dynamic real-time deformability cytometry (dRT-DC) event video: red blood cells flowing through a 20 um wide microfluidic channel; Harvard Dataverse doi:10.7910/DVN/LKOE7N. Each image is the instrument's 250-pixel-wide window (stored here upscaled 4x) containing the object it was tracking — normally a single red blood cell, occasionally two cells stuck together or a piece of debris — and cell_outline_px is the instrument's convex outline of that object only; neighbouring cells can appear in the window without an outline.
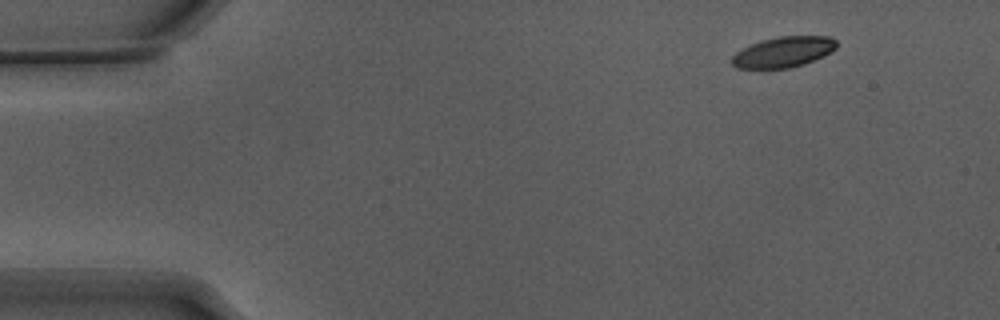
{"species": "Egyptian fruit bat (a non-hibernating species)", "species_latin": "Rousettus aegyptiacus", "temperature_condition": "warm", "stored_images_in_passage": 49, "camera_frame_rate_fps": 3000, "um_per_image_px": 0.085, "animal": {"sex": "male"}, "frame": {"image": 1, "passage_image": 1, "time_ms": 0.0, "image_size_px": [1000, 320], "cell_outline_px": [[836, 48], [804, 64], [788, 68], [736, 68], [732, 64], [732, 56], [736, 52], [760, 40], [780, 36], [832, 36], [836, 40]], "centroid_in_image_um": [66.57, 4.41], "position_along_channel_um": 18.4, "area_um2": 18.38}}
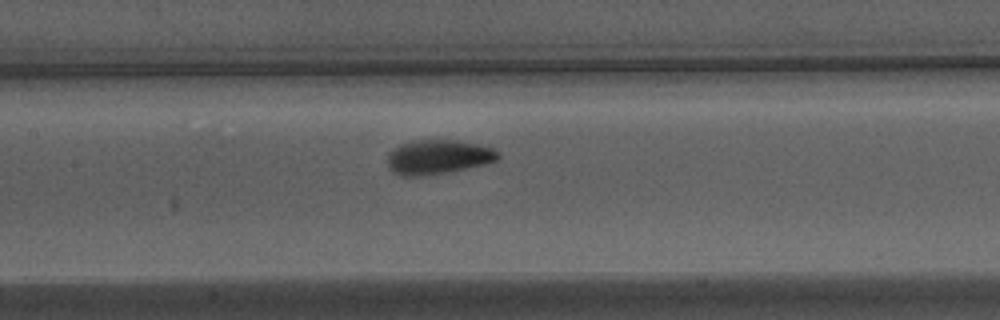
{"frame": {"image": 2, "passage_image": 21, "time_ms": 6.667, "image_size_px": [1000, 320], "cell_outline_px": [[500, 156], [496, 160], [484, 164], [448, 172], [428, 176], [400, 176], [392, 172], [388, 168], [388, 156], [400, 144], [412, 140], [456, 140], [476, 144], [492, 148], [500, 152]], "centroid_in_image_um": [37.22, 13.36], "position_along_channel_um": 170.2, "area_um2": 22.14}}
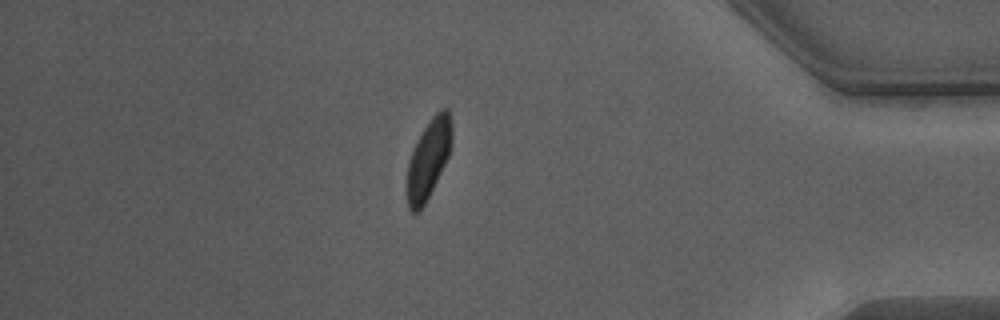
{"frame": {"image": 3, "passage_image": 42, "time_ms": 13.667, "image_size_px": [1000, 320], "cell_outline_px": [[452, 144], [448, 156], [420, 212], [412, 212], [408, 208], [404, 192], [408, 164], [412, 152], [428, 120], [440, 108], [448, 108], [452, 120]], "centroid_in_image_um": [36.4, 13.51], "position_along_channel_um": 398.8, "area_um2": 20.81}, "authors_computed_cell_mechanics": {"area_um2": 20.8658, "velocity_mm_per_s": 3.8068, "shape_relaxation_time_tau1_ms": 2.4955, "shape_relaxation_time_tau2_ms": 0.9542, "deformation_change_tau1": 0.1218, "deformation_change_tau2": 0.0494}}